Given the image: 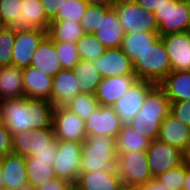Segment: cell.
<instances>
[{
    "mask_svg": "<svg viewBox=\"0 0 190 190\" xmlns=\"http://www.w3.org/2000/svg\"><path fill=\"white\" fill-rule=\"evenodd\" d=\"M55 106L45 99L21 97L0 102V122L11 134L52 127Z\"/></svg>",
    "mask_w": 190,
    "mask_h": 190,
    "instance_id": "cell-1",
    "label": "cell"
},
{
    "mask_svg": "<svg viewBox=\"0 0 190 190\" xmlns=\"http://www.w3.org/2000/svg\"><path fill=\"white\" fill-rule=\"evenodd\" d=\"M170 104L165 91L155 85L146 95L141 110L128 123L129 126L150 141L156 140L162 122L170 114Z\"/></svg>",
    "mask_w": 190,
    "mask_h": 190,
    "instance_id": "cell-2",
    "label": "cell"
},
{
    "mask_svg": "<svg viewBox=\"0 0 190 190\" xmlns=\"http://www.w3.org/2000/svg\"><path fill=\"white\" fill-rule=\"evenodd\" d=\"M116 138L110 136H87L82 142L81 172L98 169H116Z\"/></svg>",
    "mask_w": 190,
    "mask_h": 190,
    "instance_id": "cell-3",
    "label": "cell"
},
{
    "mask_svg": "<svg viewBox=\"0 0 190 190\" xmlns=\"http://www.w3.org/2000/svg\"><path fill=\"white\" fill-rule=\"evenodd\" d=\"M133 66L137 79L156 85L171 73V62L160 37L133 61Z\"/></svg>",
    "mask_w": 190,
    "mask_h": 190,
    "instance_id": "cell-4",
    "label": "cell"
},
{
    "mask_svg": "<svg viewBox=\"0 0 190 190\" xmlns=\"http://www.w3.org/2000/svg\"><path fill=\"white\" fill-rule=\"evenodd\" d=\"M113 8L125 34L159 33L155 14L146 11L135 0H117Z\"/></svg>",
    "mask_w": 190,
    "mask_h": 190,
    "instance_id": "cell-5",
    "label": "cell"
},
{
    "mask_svg": "<svg viewBox=\"0 0 190 190\" xmlns=\"http://www.w3.org/2000/svg\"><path fill=\"white\" fill-rule=\"evenodd\" d=\"M154 14L159 36L190 31V0H169Z\"/></svg>",
    "mask_w": 190,
    "mask_h": 190,
    "instance_id": "cell-6",
    "label": "cell"
},
{
    "mask_svg": "<svg viewBox=\"0 0 190 190\" xmlns=\"http://www.w3.org/2000/svg\"><path fill=\"white\" fill-rule=\"evenodd\" d=\"M116 170L124 186L139 188L153 179L146 151H132L117 156Z\"/></svg>",
    "mask_w": 190,
    "mask_h": 190,
    "instance_id": "cell-7",
    "label": "cell"
},
{
    "mask_svg": "<svg viewBox=\"0 0 190 190\" xmlns=\"http://www.w3.org/2000/svg\"><path fill=\"white\" fill-rule=\"evenodd\" d=\"M58 150L53 162L57 178L75 184L81 174L82 142L57 140Z\"/></svg>",
    "mask_w": 190,
    "mask_h": 190,
    "instance_id": "cell-8",
    "label": "cell"
},
{
    "mask_svg": "<svg viewBox=\"0 0 190 190\" xmlns=\"http://www.w3.org/2000/svg\"><path fill=\"white\" fill-rule=\"evenodd\" d=\"M52 127L56 140L83 142L87 138L85 121L65 106L55 107Z\"/></svg>",
    "mask_w": 190,
    "mask_h": 190,
    "instance_id": "cell-9",
    "label": "cell"
},
{
    "mask_svg": "<svg viewBox=\"0 0 190 190\" xmlns=\"http://www.w3.org/2000/svg\"><path fill=\"white\" fill-rule=\"evenodd\" d=\"M146 152L149 171L153 178L182 164V151L158 139L150 141Z\"/></svg>",
    "mask_w": 190,
    "mask_h": 190,
    "instance_id": "cell-10",
    "label": "cell"
},
{
    "mask_svg": "<svg viewBox=\"0 0 190 190\" xmlns=\"http://www.w3.org/2000/svg\"><path fill=\"white\" fill-rule=\"evenodd\" d=\"M156 84L147 80L138 79L126 93L112 106L121 118L123 124H128L141 110L148 92Z\"/></svg>",
    "mask_w": 190,
    "mask_h": 190,
    "instance_id": "cell-11",
    "label": "cell"
},
{
    "mask_svg": "<svg viewBox=\"0 0 190 190\" xmlns=\"http://www.w3.org/2000/svg\"><path fill=\"white\" fill-rule=\"evenodd\" d=\"M47 35L46 30L38 28L29 31H16L12 50V65L21 69L29 67L34 52Z\"/></svg>",
    "mask_w": 190,
    "mask_h": 190,
    "instance_id": "cell-12",
    "label": "cell"
},
{
    "mask_svg": "<svg viewBox=\"0 0 190 190\" xmlns=\"http://www.w3.org/2000/svg\"><path fill=\"white\" fill-rule=\"evenodd\" d=\"M55 140L53 127L25 130L12 136V153L24 157L30 156L36 150L49 148Z\"/></svg>",
    "mask_w": 190,
    "mask_h": 190,
    "instance_id": "cell-13",
    "label": "cell"
},
{
    "mask_svg": "<svg viewBox=\"0 0 190 190\" xmlns=\"http://www.w3.org/2000/svg\"><path fill=\"white\" fill-rule=\"evenodd\" d=\"M122 121L112 106H99L86 120L87 136H110L116 138L122 128Z\"/></svg>",
    "mask_w": 190,
    "mask_h": 190,
    "instance_id": "cell-14",
    "label": "cell"
},
{
    "mask_svg": "<svg viewBox=\"0 0 190 190\" xmlns=\"http://www.w3.org/2000/svg\"><path fill=\"white\" fill-rule=\"evenodd\" d=\"M103 78L135 75L133 61L119 48H106L100 58L91 61Z\"/></svg>",
    "mask_w": 190,
    "mask_h": 190,
    "instance_id": "cell-15",
    "label": "cell"
},
{
    "mask_svg": "<svg viewBox=\"0 0 190 190\" xmlns=\"http://www.w3.org/2000/svg\"><path fill=\"white\" fill-rule=\"evenodd\" d=\"M168 53L172 71H190V32L160 36Z\"/></svg>",
    "mask_w": 190,
    "mask_h": 190,
    "instance_id": "cell-16",
    "label": "cell"
},
{
    "mask_svg": "<svg viewBox=\"0 0 190 190\" xmlns=\"http://www.w3.org/2000/svg\"><path fill=\"white\" fill-rule=\"evenodd\" d=\"M3 168L1 180L4 181L5 190H28V175L26 159L14 153L0 157Z\"/></svg>",
    "mask_w": 190,
    "mask_h": 190,
    "instance_id": "cell-17",
    "label": "cell"
},
{
    "mask_svg": "<svg viewBox=\"0 0 190 190\" xmlns=\"http://www.w3.org/2000/svg\"><path fill=\"white\" fill-rule=\"evenodd\" d=\"M50 22L40 0H24L21 13L8 27L13 31H29L33 28L48 31Z\"/></svg>",
    "mask_w": 190,
    "mask_h": 190,
    "instance_id": "cell-18",
    "label": "cell"
},
{
    "mask_svg": "<svg viewBox=\"0 0 190 190\" xmlns=\"http://www.w3.org/2000/svg\"><path fill=\"white\" fill-rule=\"evenodd\" d=\"M123 186L116 169L81 172L74 187L78 190H120Z\"/></svg>",
    "mask_w": 190,
    "mask_h": 190,
    "instance_id": "cell-19",
    "label": "cell"
},
{
    "mask_svg": "<svg viewBox=\"0 0 190 190\" xmlns=\"http://www.w3.org/2000/svg\"><path fill=\"white\" fill-rule=\"evenodd\" d=\"M137 80L136 75L102 78L94 95L101 106H113Z\"/></svg>",
    "mask_w": 190,
    "mask_h": 190,
    "instance_id": "cell-20",
    "label": "cell"
},
{
    "mask_svg": "<svg viewBox=\"0 0 190 190\" xmlns=\"http://www.w3.org/2000/svg\"><path fill=\"white\" fill-rule=\"evenodd\" d=\"M30 66L52 78L63 70L54 41L48 35L34 52Z\"/></svg>",
    "mask_w": 190,
    "mask_h": 190,
    "instance_id": "cell-21",
    "label": "cell"
},
{
    "mask_svg": "<svg viewBox=\"0 0 190 190\" xmlns=\"http://www.w3.org/2000/svg\"><path fill=\"white\" fill-rule=\"evenodd\" d=\"M79 78L72 69H63L53 77L51 103L57 106L66 105L80 93Z\"/></svg>",
    "mask_w": 190,
    "mask_h": 190,
    "instance_id": "cell-22",
    "label": "cell"
},
{
    "mask_svg": "<svg viewBox=\"0 0 190 190\" xmlns=\"http://www.w3.org/2000/svg\"><path fill=\"white\" fill-rule=\"evenodd\" d=\"M53 78L42 74L38 69L29 66L23 69L24 96L39 98L51 102Z\"/></svg>",
    "mask_w": 190,
    "mask_h": 190,
    "instance_id": "cell-23",
    "label": "cell"
},
{
    "mask_svg": "<svg viewBox=\"0 0 190 190\" xmlns=\"http://www.w3.org/2000/svg\"><path fill=\"white\" fill-rule=\"evenodd\" d=\"M93 35L105 48H119L121 46L125 33L114 8H111L105 16H101L99 28Z\"/></svg>",
    "mask_w": 190,
    "mask_h": 190,
    "instance_id": "cell-24",
    "label": "cell"
},
{
    "mask_svg": "<svg viewBox=\"0 0 190 190\" xmlns=\"http://www.w3.org/2000/svg\"><path fill=\"white\" fill-rule=\"evenodd\" d=\"M158 85L170 103L190 100V71H171Z\"/></svg>",
    "mask_w": 190,
    "mask_h": 190,
    "instance_id": "cell-25",
    "label": "cell"
},
{
    "mask_svg": "<svg viewBox=\"0 0 190 190\" xmlns=\"http://www.w3.org/2000/svg\"><path fill=\"white\" fill-rule=\"evenodd\" d=\"M189 137L190 127L185 126L172 114H169L160 126L157 139L182 151L186 147Z\"/></svg>",
    "mask_w": 190,
    "mask_h": 190,
    "instance_id": "cell-26",
    "label": "cell"
},
{
    "mask_svg": "<svg viewBox=\"0 0 190 190\" xmlns=\"http://www.w3.org/2000/svg\"><path fill=\"white\" fill-rule=\"evenodd\" d=\"M24 97L23 69L6 65L0 67V100Z\"/></svg>",
    "mask_w": 190,
    "mask_h": 190,
    "instance_id": "cell-27",
    "label": "cell"
},
{
    "mask_svg": "<svg viewBox=\"0 0 190 190\" xmlns=\"http://www.w3.org/2000/svg\"><path fill=\"white\" fill-rule=\"evenodd\" d=\"M150 140L143 137V134L134 131L129 124H123L116 137L117 156L121 153H130L132 151H146Z\"/></svg>",
    "mask_w": 190,
    "mask_h": 190,
    "instance_id": "cell-28",
    "label": "cell"
},
{
    "mask_svg": "<svg viewBox=\"0 0 190 190\" xmlns=\"http://www.w3.org/2000/svg\"><path fill=\"white\" fill-rule=\"evenodd\" d=\"M28 175V190H35L43 183L57 178L53 162L36 161L31 156L25 157Z\"/></svg>",
    "mask_w": 190,
    "mask_h": 190,
    "instance_id": "cell-29",
    "label": "cell"
},
{
    "mask_svg": "<svg viewBox=\"0 0 190 190\" xmlns=\"http://www.w3.org/2000/svg\"><path fill=\"white\" fill-rule=\"evenodd\" d=\"M48 36L54 43H77L78 40L85 34L80 23L63 21H51L48 29Z\"/></svg>",
    "mask_w": 190,
    "mask_h": 190,
    "instance_id": "cell-30",
    "label": "cell"
},
{
    "mask_svg": "<svg viewBox=\"0 0 190 190\" xmlns=\"http://www.w3.org/2000/svg\"><path fill=\"white\" fill-rule=\"evenodd\" d=\"M159 37V33H127L124 36L120 49L134 61L147 48L151 47Z\"/></svg>",
    "mask_w": 190,
    "mask_h": 190,
    "instance_id": "cell-31",
    "label": "cell"
},
{
    "mask_svg": "<svg viewBox=\"0 0 190 190\" xmlns=\"http://www.w3.org/2000/svg\"><path fill=\"white\" fill-rule=\"evenodd\" d=\"M72 70L81 82L79 83L80 93L95 94L103 78L101 73L97 72L96 64L80 60Z\"/></svg>",
    "mask_w": 190,
    "mask_h": 190,
    "instance_id": "cell-32",
    "label": "cell"
},
{
    "mask_svg": "<svg viewBox=\"0 0 190 190\" xmlns=\"http://www.w3.org/2000/svg\"><path fill=\"white\" fill-rule=\"evenodd\" d=\"M64 106L85 121L100 104L94 94L79 93Z\"/></svg>",
    "mask_w": 190,
    "mask_h": 190,
    "instance_id": "cell-33",
    "label": "cell"
},
{
    "mask_svg": "<svg viewBox=\"0 0 190 190\" xmlns=\"http://www.w3.org/2000/svg\"><path fill=\"white\" fill-rule=\"evenodd\" d=\"M80 60L93 61L105 52V46L93 34H84L76 43Z\"/></svg>",
    "mask_w": 190,
    "mask_h": 190,
    "instance_id": "cell-34",
    "label": "cell"
},
{
    "mask_svg": "<svg viewBox=\"0 0 190 190\" xmlns=\"http://www.w3.org/2000/svg\"><path fill=\"white\" fill-rule=\"evenodd\" d=\"M88 4L85 0H65L62 8L51 21H72L80 23Z\"/></svg>",
    "mask_w": 190,
    "mask_h": 190,
    "instance_id": "cell-35",
    "label": "cell"
},
{
    "mask_svg": "<svg viewBox=\"0 0 190 190\" xmlns=\"http://www.w3.org/2000/svg\"><path fill=\"white\" fill-rule=\"evenodd\" d=\"M110 9L111 7L107 6L88 5L80 21L84 33L94 34L99 28L101 16H105Z\"/></svg>",
    "mask_w": 190,
    "mask_h": 190,
    "instance_id": "cell-36",
    "label": "cell"
},
{
    "mask_svg": "<svg viewBox=\"0 0 190 190\" xmlns=\"http://www.w3.org/2000/svg\"><path fill=\"white\" fill-rule=\"evenodd\" d=\"M186 176V166H180L167 170L163 174L155 177L156 181L161 183L168 190H182Z\"/></svg>",
    "mask_w": 190,
    "mask_h": 190,
    "instance_id": "cell-37",
    "label": "cell"
},
{
    "mask_svg": "<svg viewBox=\"0 0 190 190\" xmlns=\"http://www.w3.org/2000/svg\"><path fill=\"white\" fill-rule=\"evenodd\" d=\"M63 69H73L80 61L77 45L75 43H54Z\"/></svg>",
    "mask_w": 190,
    "mask_h": 190,
    "instance_id": "cell-38",
    "label": "cell"
},
{
    "mask_svg": "<svg viewBox=\"0 0 190 190\" xmlns=\"http://www.w3.org/2000/svg\"><path fill=\"white\" fill-rule=\"evenodd\" d=\"M16 31L9 27L0 33V67L12 64V50Z\"/></svg>",
    "mask_w": 190,
    "mask_h": 190,
    "instance_id": "cell-39",
    "label": "cell"
},
{
    "mask_svg": "<svg viewBox=\"0 0 190 190\" xmlns=\"http://www.w3.org/2000/svg\"><path fill=\"white\" fill-rule=\"evenodd\" d=\"M24 0H0V17L9 26L21 13Z\"/></svg>",
    "mask_w": 190,
    "mask_h": 190,
    "instance_id": "cell-40",
    "label": "cell"
},
{
    "mask_svg": "<svg viewBox=\"0 0 190 190\" xmlns=\"http://www.w3.org/2000/svg\"><path fill=\"white\" fill-rule=\"evenodd\" d=\"M170 114L190 127V100L170 104Z\"/></svg>",
    "mask_w": 190,
    "mask_h": 190,
    "instance_id": "cell-41",
    "label": "cell"
},
{
    "mask_svg": "<svg viewBox=\"0 0 190 190\" xmlns=\"http://www.w3.org/2000/svg\"><path fill=\"white\" fill-rule=\"evenodd\" d=\"M58 150L57 140L55 139L52 143L49 144V148H42L36 150L35 153L30 156L36 161L42 162H54Z\"/></svg>",
    "mask_w": 190,
    "mask_h": 190,
    "instance_id": "cell-42",
    "label": "cell"
},
{
    "mask_svg": "<svg viewBox=\"0 0 190 190\" xmlns=\"http://www.w3.org/2000/svg\"><path fill=\"white\" fill-rule=\"evenodd\" d=\"M12 136L7 127L0 122V157L12 153Z\"/></svg>",
    "mask_w": 190,
    "mask_h": 190,
    "instance_id": "cell-43",
    "label": "cell"
},
{
    "mask_svg": "<svg viewBox=\"0 0 190 190\" xmlns=\"http://www.w3.org/2000/svg\"><path fill=\"white\" fill-rule=\"evenodd\" d=\"M74 184L61 178H55L43 183L35 190H71Z\"/></svg>",
    "mask_w": 190,
    "mask_h": 190,
    "instance_id": "cell-44",
    "label": "cell"
},
{
    "mask_svg": "<svg viewBox=\"0 0 190 190\" xmlns=\"http://www.w3.org/2000/svg\"><path fill=\"white\" fill-rule=\"evenodd\" d=\"M46 16L52 20L62 8L65 0H40Z\"/></svg>",
    "mask_w": 190,
    "mask_h": 190,
    "instance_id": "cell-45",
    "label": "cell"
},
{
    "mask_svg": "<svg viewBox=\"0 0 190 190\" xmlns=\"http://www.w3.org/2000/svg\"><path fill=\"white\" fill-rule=\"evenodd\" d=\"M146 11H159V9L169 0H135Z\"/></svg>",
    "mask_w": 190,
    "mask_h": 190,
    "instance_id": "cell-46",
    "label": "cell"
},
{
    "mask_svg": "<svg viewBox=\"0 0 190 190\" xmlns=\"http://www.w3.org/2000/svg\"><path fill=\"white\" fill-rule=\"evenodd\" d=\"M137 190H168L161 183L156 181L155 178L148 181L145 185L140 186Z\"/></svg>",
    "mask_w": 190,
    "mask_h": 190,
    "instance_id": "cell-47",
    "label": "cell"
},
{
    "mask_svg": "<svg viewBox=\"0 0 190 190\" xmlns=\"http://www.w3.org/2000/svg\"><path fill=\"white\" fill-rule=\"evenodd\" d=\"M182 164L190 168V137L187 141L186 147L182 150Z\"/></svg>",
    "mask_w": 190,
    "mask_h": 190,
    "instance_id": "cell-48",
    "label": "cell"
},
{
    "mask_svg": "<svg viewBox=\"0 0 190 190\" xmlns=\"http://www.w3.org/2000/svg\"><path fill=\"white\" fill-rule=\"evenodd\" d=\"M88 5L107 6L113 8L117 0H85Z\"/></svg>",
    "mask_w": 190,
    "mask_h": 190,
    "instance_id": "cell-49",
    "label": "cell"
},
{
    "mask_svg": "<svg viewBox=\"0 0 190 190\" xmlns=\"http://www.w3.org/2000/svg\"><path fill=\"white\" fill-rule=\"evenodd\" d=\"M182 190H190V168L186 167V176Z\"/></svg>",
    "mask_w": 190,
    "mask_h": 190,
    "instance_id": "cell-50",
    "label": "cell"
},
{
    "mask_svg": "<svg viewBox=\"0 0 190 190\" xmlns=\"http://www.w3.org/2000/svg\"><path fill=\"white\" fill-rule=\"evenodd\" d=\"M2 173H3V168L0 162V190H5L4 181L1 180Z\"/></svg>",
    "mask_w": 190,
    "mask_h": 190,
    "instance_id": "cell-51",
    "label": "cell"
},
{
    "mask_svg": "<svg viewBox=\"0 0 190 190\" xmlns=\"http://www.w3.org/2000/svg\"><path fill=\"white\" fill-rule=\"evenodd\" d=\"M8 26L4 23L2 18L0 17V33L5 30Z\"/></svg>",
    "mask_w": 190,
    "mask_h": 190,
    "instance_id": "cell-52",
    "label": "cell"
},
{
    "mask_svg": "<svg viewBox=\"0 0 190 190\" xmlns=\"http://www.w3.org/2000/svg\"><path fill=\"white\" fill-rule=\"evenodd\" d=\"M120 190H137V188H134V187H130V186H122L121 188H120Z\"/></svg>",
    "mask_w": 190,
    "mask_h": 190,
    "instance_id": "cell-53",
    "label": "cell"
}]
</instances>
